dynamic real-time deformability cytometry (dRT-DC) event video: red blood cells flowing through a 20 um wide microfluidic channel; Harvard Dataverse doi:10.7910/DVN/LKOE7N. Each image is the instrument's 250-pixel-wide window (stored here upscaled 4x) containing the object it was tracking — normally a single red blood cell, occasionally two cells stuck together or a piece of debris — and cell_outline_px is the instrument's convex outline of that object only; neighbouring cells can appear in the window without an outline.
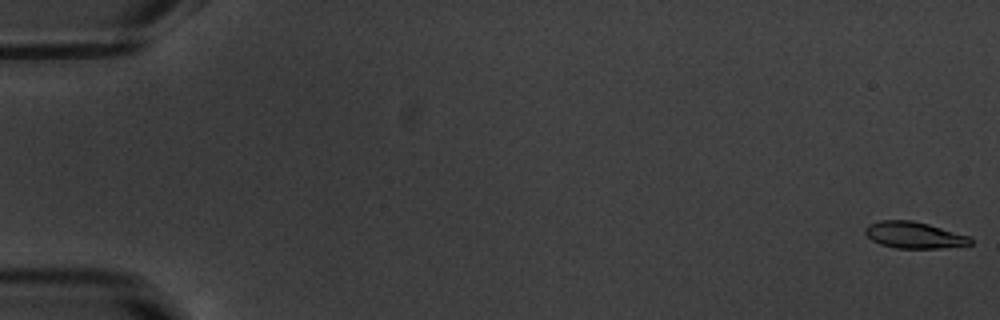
{"species": "common noctule bat (a hibernating species)", "species_latin": "Nyctalus noctula", "temperature_condition": "warm", "stored_images_in_passage": 54, "camera_frame_rate_fps": 3000, "um_per_image_px": 0.085, "animal": {"sex": "male", "body_mass_g": 20.1, "forearm_length_mm": 53.5}, "frame": {"image": 1, "passage_image": 1, "time_ms": 0.0, "image_size_px": [1000, 320], "cell_outline_px": [[972, 244], [940, 248], [896, 248], [880, 244], [872, 240], [864, 232], [864, 228], [868, 224], [880, 220], [912, 220], [928, 224], [972, 236]], "centroid_in_image_um": [77.71, 19.97], "position_along_channel_um": 7.3, "area_um2": 16.36}}
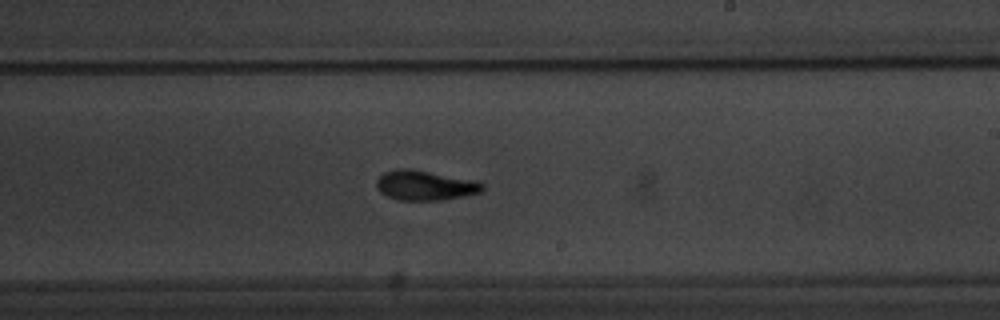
{"frame": {"image": 2, "passage_image": 33, "time_ms": 10.667, "image_size_px": [1000, 320], "cell_outline_px": [[484, 188], [480, 192], [440, 200], [396, 200], [380, 192], [376, 188], [376, 180], [384, 172], [396, 168], [408, 168], [480, 180], [484, 184]], "centroid_in_image_um": [36.12, 15.74], "position_along_channel_um": 252.9, "area_um2": 18.61}}
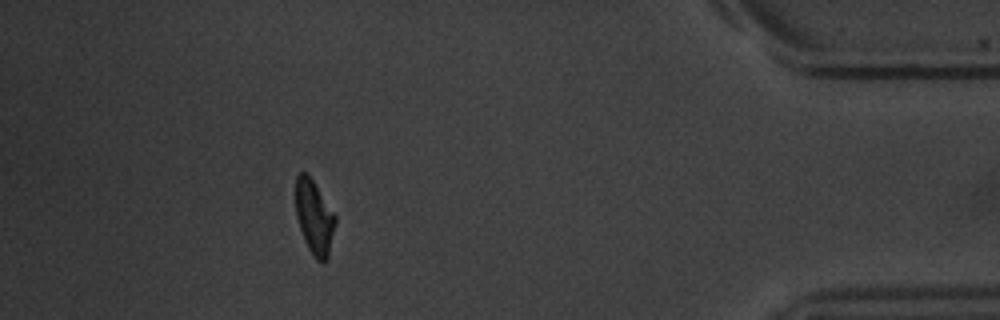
{"frame": {"image": 3, "passage_image": 49, "time_ms": 16.0, "image_size_px": [1000, 320], "cell_outline_px": [[336, 224], [328, 260], [316, 260], [312, 256], [304, 240], [296, 216], [296, 176], [300, 172], [304, 172], [312, 180], [336, 216]], "centroid_in_image_um": [26.72, 18.51], "position_along_channel_um": 408.5, "area_um2": 16.99}, "authors_computed_cell_mechanics": {"area_um2": 17.6868, "velocity_mm_per_s": 3.8037, "shape_relaxation_time_tau1_ms": 2.6689, "shape_relaxation_time_tau2_ms": 1.9058, "deformation_change_tau1": 0.1529, "deformation_change_tau2": 0.0865}}